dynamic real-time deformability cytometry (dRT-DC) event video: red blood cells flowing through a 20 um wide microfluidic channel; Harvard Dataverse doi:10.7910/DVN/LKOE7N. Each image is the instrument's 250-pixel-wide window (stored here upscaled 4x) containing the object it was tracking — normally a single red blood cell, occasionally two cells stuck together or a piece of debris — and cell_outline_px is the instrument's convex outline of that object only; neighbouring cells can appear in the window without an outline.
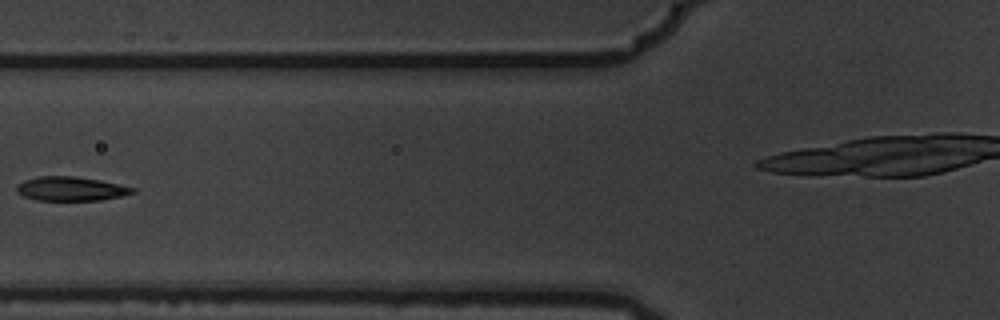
{"species": "common noctule bat (a hibernating species)", "species_latin": "Nyctalus noctula", "temperature_condition": "warm", "stored_images_in_passage": 9, "camera_frame_rate_fps": 3000, "um_per_image_px": 0.085, "animal": {"sex": "male", "body_mass_g": 19.5, "forearm_length_mm": 54.6}, "frame": {"image": 1, "passage_image": 7, "time_ms": 2.0, "image_size_px": [1000, 320], "cell_outline_px": [[136, 192], [120, 196], [100, 200], [36, 200], [24, 196], [16, 192], [16, 184], [24, 180], [40, 176], [76, 176], [100, 180], [136, 188]], "centroid_in_image_um": [6.0, 16.04], "position_along_channel_um": 119.8, "area_um2": 16.3}}
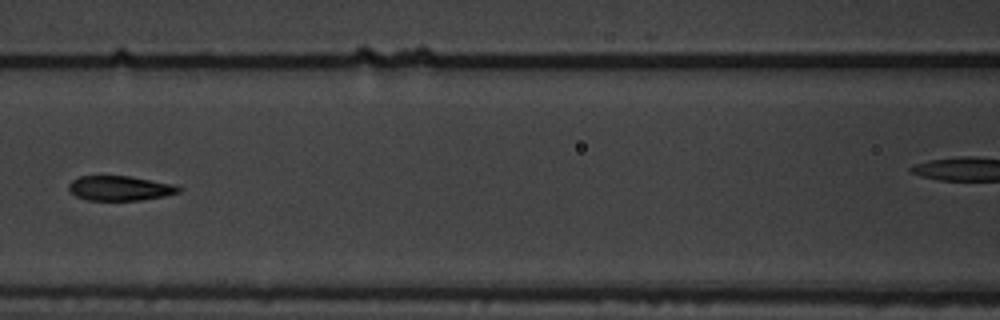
{"frame": {"image": 2, "passage_image": 8, "time_ms": 2.333, "image_size_px": [1000, 320], "cell_outline_px": [[184, 188], [180, 192], [164, 196], [140, 200], [88, 200], [76, 196], [68, 188], [68, 184], [72, 180], [80, 176], [128, 176], [172, 184]], "centroid_in_image_um": [10.19, 16.0], "position_along_channel_um": 156.4, "area_um2": 15.72}}